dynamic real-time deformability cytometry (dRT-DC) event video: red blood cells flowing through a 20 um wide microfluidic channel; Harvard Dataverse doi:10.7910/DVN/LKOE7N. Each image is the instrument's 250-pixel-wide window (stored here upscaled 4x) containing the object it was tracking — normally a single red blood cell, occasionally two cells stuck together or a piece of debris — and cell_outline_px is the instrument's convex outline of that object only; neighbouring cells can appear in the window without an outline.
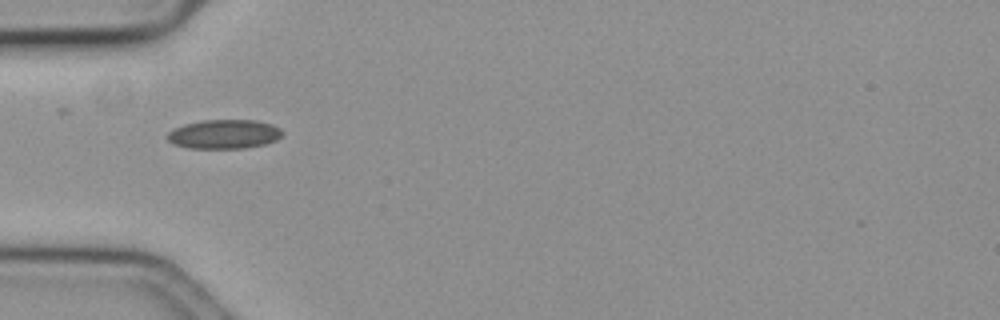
{"species": "common noctule bat (a hibernating species)", "species_latin": "Nyctalus noctula", "temperature_condition": "cold", "stored_images_in_passage": 40, "camera_frame_rate_fps": 3000, "um_per_image_px": 0.085, "animal": {"sex": "female", "body_mass_g": 19.3, "forearm_length_mm": 54.1}, "frame": {"image": 1, "passage_image": 1, "time_ms": 0.0, "image_size_px": [1000, 320], "cell_outline_px": [[284, 132], [276, 140], [264, 144], [244, 148], [188, 148], [172, 144], [164, 136], [172, 128], [184, 124], [200, 120], [256, 120], [272, 124], [280, 128]], "centroid_in_image_um": [19.0, 11.39], "position_along_channel_um": 66.0, "area_um2": 19.77}}
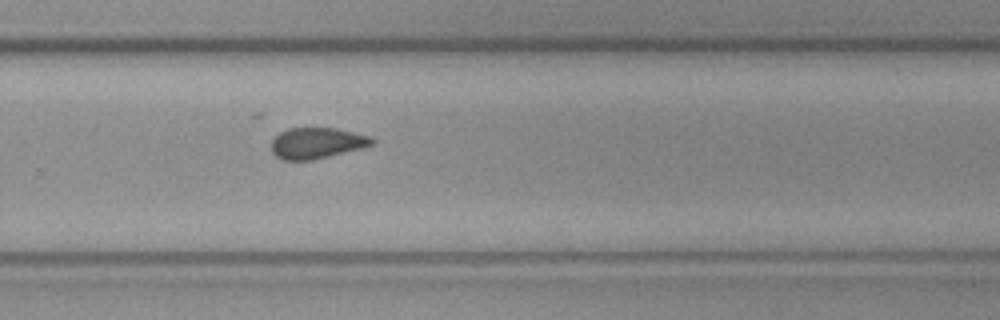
{"frame": {"image": 2, "passage_image": 21, "time_ms": 6.667, "image_size_px": [1000, 320], "cell_outline_px": [[376, 140], [372, 144], [364, 148], [312, 160], [280, 160], [272, 152], [272, 140], [280, 132], [288, 128], [336, 128], [372, 136]], "centroid_in_image_um": [26.95, 12.16], "position_along_channel_um": 302.8, "area_um2": 18.32}}
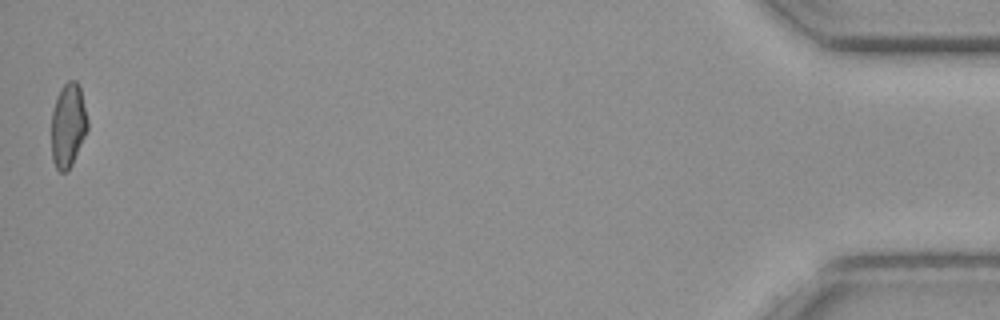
{"frame": {"image": 3, "passage_image": 40, "time_ms": 13.0, "image_size_px": [1000, 320], "cell_outline_px": [[88, 128], [72, 164], [68, 172], [60, 172], [56, 168], [52, 160], [52, 112], [56, 96], [60, 88], [68, 80], [76, 80], [80, 88], [88, 120]], "centroid_in_image_um": [5.78, 10.65], "position_along_channel_um": 429.4, "area_um2": 17.74}}